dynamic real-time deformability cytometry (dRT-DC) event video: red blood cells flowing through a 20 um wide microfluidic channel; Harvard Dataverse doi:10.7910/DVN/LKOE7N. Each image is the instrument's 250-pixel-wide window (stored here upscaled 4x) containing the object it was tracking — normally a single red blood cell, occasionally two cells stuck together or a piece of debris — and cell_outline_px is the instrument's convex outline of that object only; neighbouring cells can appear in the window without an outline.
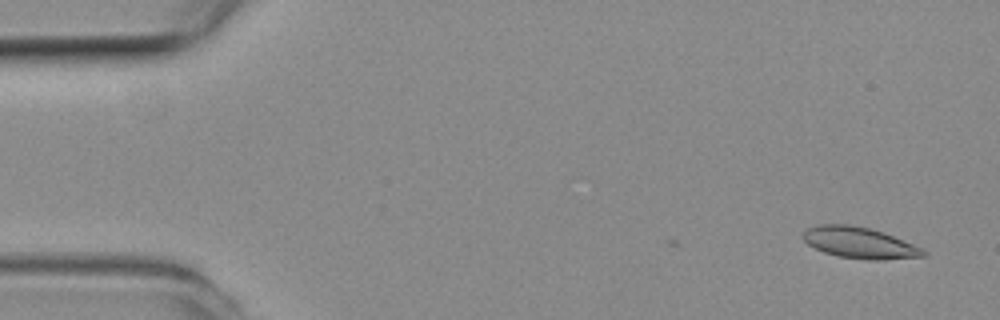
{"species": "common noctule bat (a hibernating species)", "species_latin": "Nyctalus noctula", "temperature_condition": "room temperature", "stored_images_in_passage": 3, "camera_frame_rate_fps": 3000, "um_per_image_px": 0.085, "animal": {"sex": "female", "body_mass_g": 19.3, "forearm_length_mm": 54.1}, "frame": {"image": 1, "passage_image": 3, "time_ms": 0.667, "image_size_px": [1000, 320], "cell_outline_px": [[928, 256], [884, 260], [868, 260], [836, 256], [824, 252], [808, 244], [804, 240], [804, 232], [808, 228], [816, 224], [852, 224], [884, 232], [924, 248], [928, 252]], "centroid_in_image_um": [73.12, 20.64], "position_along_channel_um": 11.9, "area_um2": 22.14}}